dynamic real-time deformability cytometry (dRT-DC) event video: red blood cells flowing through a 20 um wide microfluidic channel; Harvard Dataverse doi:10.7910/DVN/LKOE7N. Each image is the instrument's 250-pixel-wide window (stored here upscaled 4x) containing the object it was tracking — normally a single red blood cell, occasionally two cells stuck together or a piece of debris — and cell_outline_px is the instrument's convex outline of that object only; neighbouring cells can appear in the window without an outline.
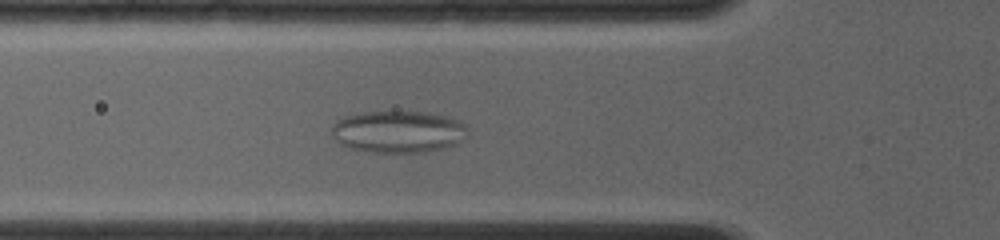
{"species": "common noctule bat (a hibernating species)", "species_latin": "Nyctalus noctula", "temperature_condition": "room temperature", "stored_images_in_passage": 63, "camera_frame_rate_fps": 4000, "um_per_image_px": 0.085, "animal": {"sex": "female", "body_mass_g": 19.0, "forearm_length_mm": 56.7}, "frame": {"image": 1, "passage_image": 22, "time_ms": 5.25, "image_size_px": [1000, 240], "cell_outline_px": [[468, 132], [456, 144], [444, 148], [424, 152], [376, 152], [348, 148], [340, 144], [332, 136], [332, 124], [336, 120], [344, 116], [364, 112], [428, 112], [452, 116], [460, 120], [468, 128]], "centroid_in_image_um": [33.86, 11.18], "position_along_channel_um": 91.9, "area_um2": 33.52}}
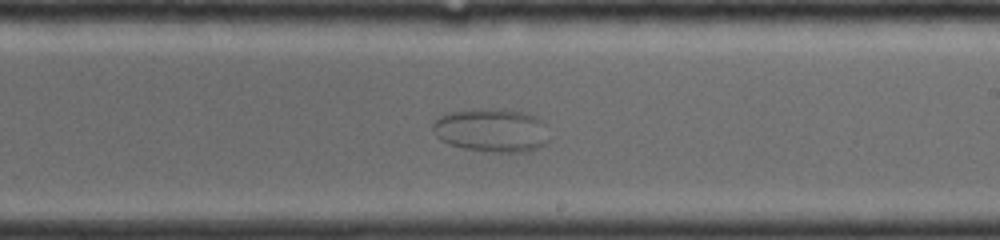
{"frame": {"image": 2, "passage_image": 38, "time_ms": 9.25, "image_size_px": [1000, 240], "cell_outline_px": [[548, 140], [540, 148], [524, 152], [492, 152], [464, 148], [448, 144], [440, 140], [436, 136], [432, 128], [432, 124], [444, 112], [524, 112], [536, 116], [544, 124]], "centroid_in_image_um": [41.77, 11.14], "position_along_channel_um": 247.2, "area_um2": 28.44}}
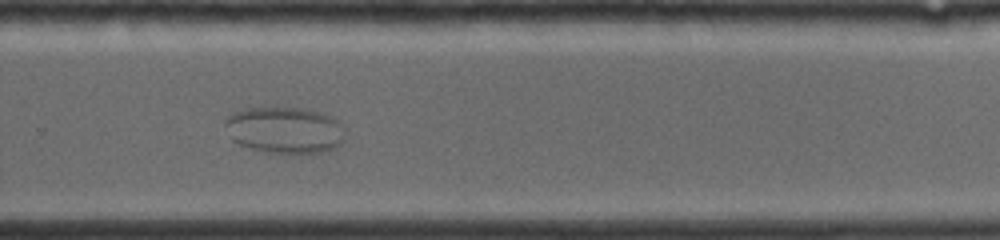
{"frame": {"image": 3, "passage_image": 44, "time_ms": 10.75, "image_size_px": [1000, 240], "cell_outline_px": [[344, 140], [336, 148], [324, 152], [268, 152], [252, 148], [240, 144], [232, 140], [224, 124], [224, 120], [232, 112], [248, 108], [300, 108], [320, 112], [332, 116], [344, 128]], "centroid_in_image_um": [24.21, 11.04], "position_along_channel_um": 305.6, "area_um2": 32.31}}